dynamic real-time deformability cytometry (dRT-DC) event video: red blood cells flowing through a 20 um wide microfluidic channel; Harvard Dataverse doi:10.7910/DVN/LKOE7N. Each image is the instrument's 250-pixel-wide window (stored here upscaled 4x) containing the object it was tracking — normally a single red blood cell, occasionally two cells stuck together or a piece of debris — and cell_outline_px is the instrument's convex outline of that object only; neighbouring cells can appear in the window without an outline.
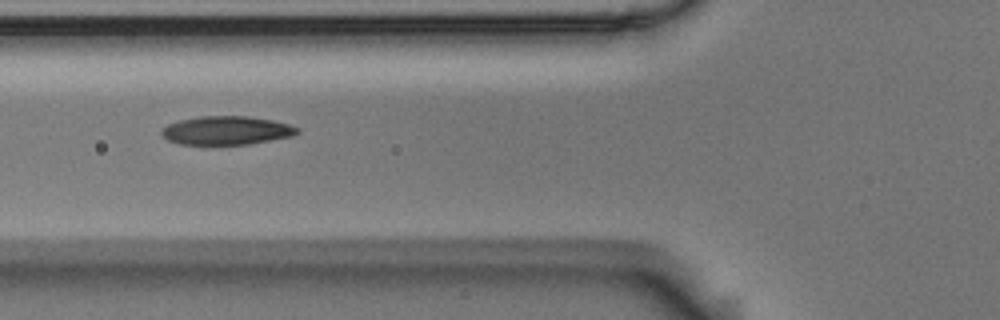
{"species": "Egyptian fruit bat (a non-hibernating species)", "species_latin": "Rousettus aegyptiacus", "temperature_condition": "room temperature", "stored_images_in_passage": 9, "camera_frame_rate_fps": 3000, "um_per_image_px": 0.085, "animal": {"sex": "male"}, "frame": {"image": 1, "passage_image": 6, "time_ms": 1.667, "image_size_px": [1000, 320], "cell_outline_px": [[300, 132], [292, 136], [248, 144], [180, 144], [168, 140], [160, 132], [168, 124], [180, 120], [200, 116], [248, 116], [272, 120], [288, 124], [300, 128]], "centroid_in_image_um": [19.28, 11.08], "position_along_channel_um": 106.5, "area_um2": 22.43}}
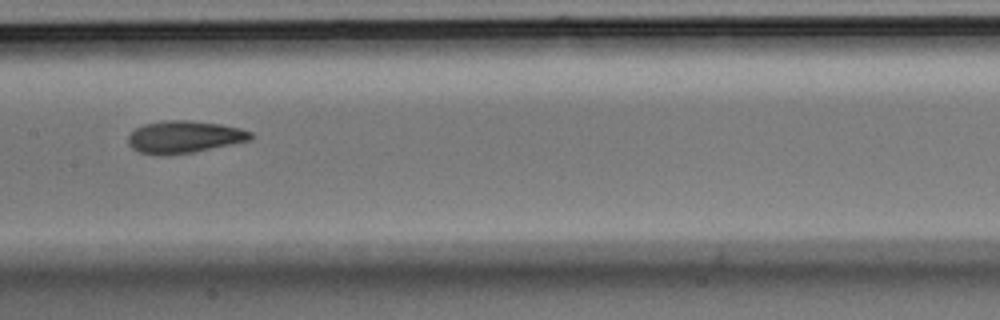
{"frame": {"image": 2, "passage_image": 8, "time_ms": 2.333, "image_size_px": [1000, 320], "cell_outline_px": [[252, 140], [192, 152], [160, 156], [156, 156], [140, 152], [132, 148], [128, 144], [128, 136], [136, 128], [144, 124], [164, 120], [188, 120], [220, 124], [240, 128], [252, 132]], "centroid_in_image_um": [15.64, 11.64], "position_along_channel_um": 191.8, "area_um2": 23.06}}
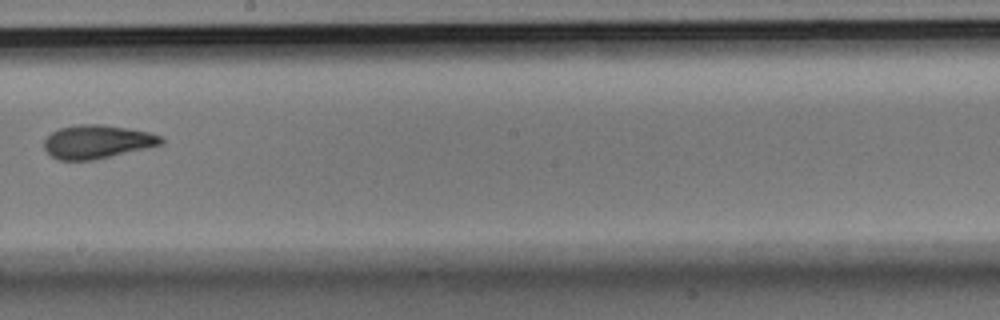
{"frame": {"image": 3, "passage_image": 9, "time_ms": 2.667, "image_size_px": [1000, 320], "cell_outline_px": [[164, 140], [160, 144], [144, 148], [92, 160], [60, 160], [52, 156], [44, 148], [44, 140], [52, 132], [60, 128], [80, 124], [100, 124], [128, 128], [148, 132], [160, 136]], "centroid_in_image_um": [8.21, 12.04], "position_along_channel_um": 240.0, "area_um2": 22.37}}